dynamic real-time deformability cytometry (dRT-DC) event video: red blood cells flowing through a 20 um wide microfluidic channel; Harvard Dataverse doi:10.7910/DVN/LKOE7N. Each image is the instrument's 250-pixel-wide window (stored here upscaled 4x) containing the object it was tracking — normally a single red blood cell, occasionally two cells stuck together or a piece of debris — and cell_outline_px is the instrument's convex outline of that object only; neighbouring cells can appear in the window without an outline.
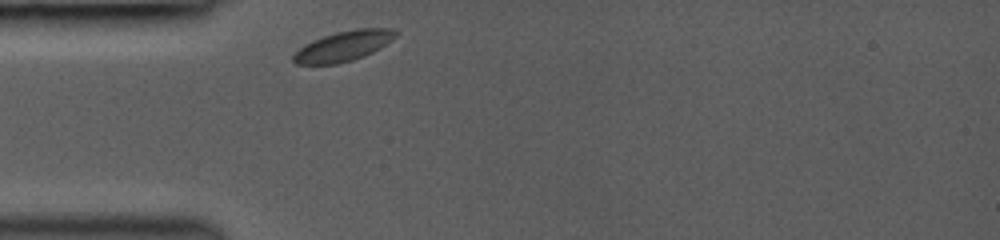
{"species": "common noctule bat (a hibernating species)", "species_latin": "Nyctalus noctula", "temperature_condition": "room temperature", "stored_images_in_passage": 53, "camera_frame_rate_fps": 3000, "um_per_image_px": 0.085, "animal": {"sex": "female", "body_mass_g": 19.0, "forearm_length_mm": 53.3}, "frame": {"image": 1, "passage_image": 1, "time_ms": 0.0, "image_size_px": [1000, 240], "cell_outline_px": [[396, 36], [392, 40], [380, 48], [364, 56], [352, 60], [336, 64], [296, 64], [292, 60], [292, 56], [304, 44], [312, 40], [336, 32], [356, 28], [396, 28]], "centroid_in_image_um": [29.2, 3.91], "position_along_channel_um": 55.8, "area_um2": 17.98}}
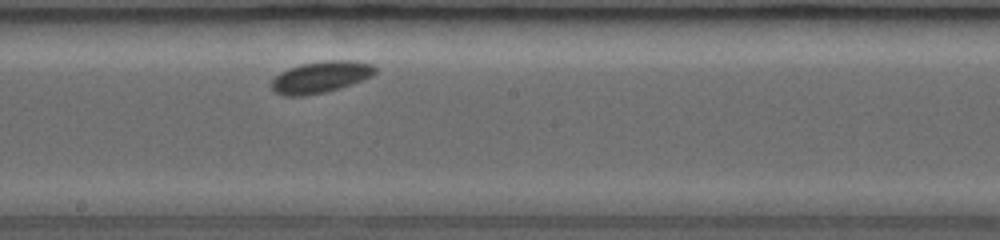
{"frame": {"image": 2, "passage_image": 32, "time_ms": 4.333, "image_size_px": [1000, 240], "cell_outline_px": [[376, 72], [372, 76], [352, 84], [340, 88], [324, 92], [304, 96], [284, 96], [272, 92], [272, 80], [280, 72], [288, 68], [300, 64], [324, 60], [352, 60], [372, 64], [376, 68]], "centroid_in_image_um": [27.24, 6.55], "position_along_channel_um": 221.0, "area_um2": 19.25}}
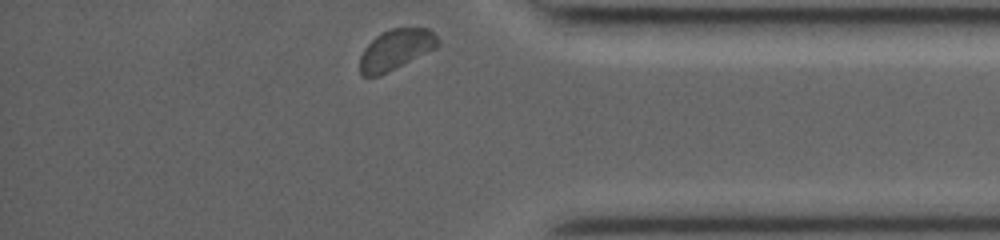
{"frame": {"image": 3, "passage_image": 53, "time_ms": 9.0, "image_size_px": [1000, 240], "cell_outline_px": [[440, 44], [436, 48], [380, 76], [360, 76], [360, 56], [364, 48], [376, 36], [392, 28], [428, 28], [440, 40]], "centroid_in_image_um": [33.64, 4.22], "position_along_channel_um": 401.6, "area_um2": 18.32}}